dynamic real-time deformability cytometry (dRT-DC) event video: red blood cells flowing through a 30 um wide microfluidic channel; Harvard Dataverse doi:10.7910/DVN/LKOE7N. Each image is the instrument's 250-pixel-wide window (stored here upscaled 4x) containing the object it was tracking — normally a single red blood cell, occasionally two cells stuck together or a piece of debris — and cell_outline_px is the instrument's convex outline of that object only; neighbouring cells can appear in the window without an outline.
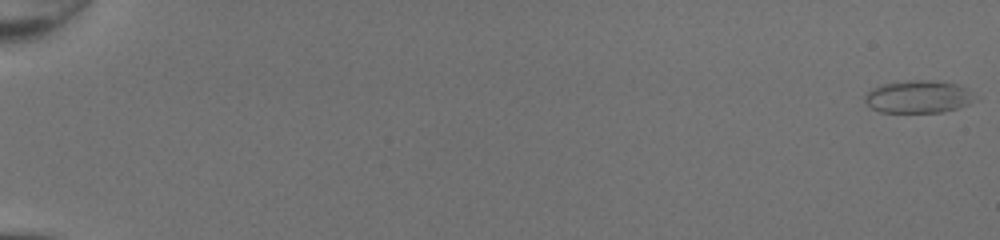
{"species": "common noctule bat (a hibernating species)", "species_latin": "Nyctalus noctula", "temperature_condition": "room temperature", "stored_images_in_passage": 51, "camera_frame_rate_fps": 3000, "um_per_image_px": 0.085, "animal": {"sex": "female", "body_mass_g": 20.0, "forearm_length_mm": 54.0}, "frame": {"image": 1, "passage_image": 1, "time_ms": 0.0, "image_size_px": [1000, 240], "cell_outline_px": [[976, 100], [968, 104], [944, 112], [880, 112], [872, 108], [864, 100], [864, 96], [872, 88], [880, 84], [904, 80], [936, 80], [956, 84], [968, 88]], "centroid_in_image_um": [78.04, 8.21], "position_along_channel_um": 7.0, "area_um2": 21.04}}
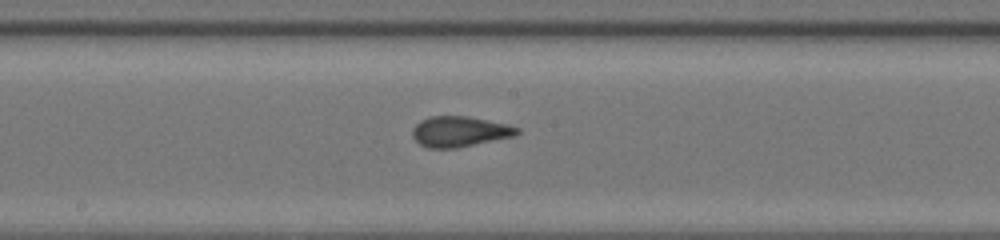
{"frame": {"image": 2, "passage_image": 30, "time_ms": 9.667, "image_size_px": [1000, 240], "cell_outline_px": [[520, 132], [516, 136], [456, 148], [428, 148], [420, 144], [412, 136], [412, 128], [420, 120], [428, 116], [468, 116], [508, 124], [520, 128]], "centroid_in_image_um": [39.08, 11.18], "position_along_channel_um": 209.1, "area_um2": 18.79}}
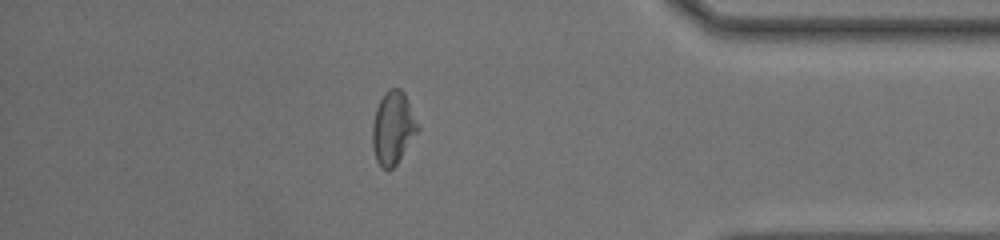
{"frame": {"image": 3, "passage_image": 45, "time_ms": 14.667, "image_size_px": [1000, 240], "cell_outline_px": [[420, 128], [396, 164], [388, 172], [376, 160], [372, 148], [372, 124], [376, 108], [384, 92], [388, 88], [400, 88], [404, 92], [420, 124]], "centroid_in_image_um": [33.41, 10.85], "position_along_channel_um": 401.8, "area_um2": 19.42}, "authors_computed_cell_mechanics": {"area_um2": 19.1896, "velocity_mm_per_s": 4.3397, "shape_relaxation_time_tau1_ms": 5.6264, "shape_relaxation_time_tau2_ms": 1.0731, "deformation_change_tau1": 0.1276, "deformation_change_tau2": 0.0639}}